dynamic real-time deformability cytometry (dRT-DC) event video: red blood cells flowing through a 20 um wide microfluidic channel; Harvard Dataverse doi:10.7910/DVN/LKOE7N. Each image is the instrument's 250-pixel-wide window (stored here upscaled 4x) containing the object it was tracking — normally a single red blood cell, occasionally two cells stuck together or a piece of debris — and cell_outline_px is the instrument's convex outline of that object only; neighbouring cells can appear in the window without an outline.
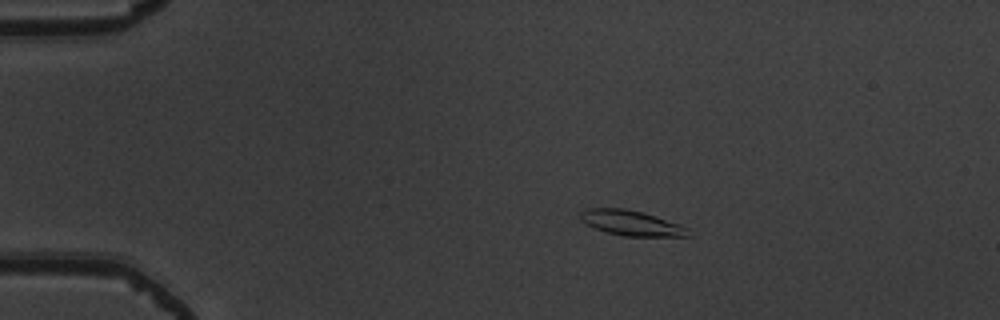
{"species": "common noctule bat (a hibernating species)", "species_latin": "Nyctalus noctula", "temperature_condition": "warm", "stored_images_in_passage": 44, "camera_frame_rate_fps": 3000, "um_per_image_px": 0.085, "animal": {"sex": "male", "body_mass_g": 19.5, "forearm_length_mm": 54.6}, "frame": {"image": 1, "passage_image": 1, "time_ms": 0.0, "image_size_px": [1000, 320], "cell_outline_px": [[692, 236], [624, 236], [604, 232], [580, 220], [580, 212], [588, 208], [624, 208], [644, 212], [680, 224], [688, 228]], "centroid_in_image_um": [53.68, 18.95], "position_along_channel_um": 31.3, "area_um2": 15.9}}
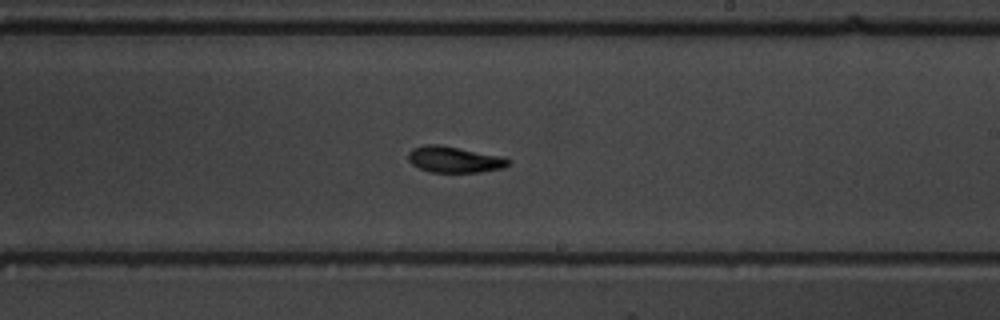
{"frame": {"image": 2, "passage_image": 23, "time_ms": 7.333, "image_size_px": [1000, 320], "cell_outline_px": [[512, 160], [504, 168], [480, 172], [428, 172], [412, 164], [408, 160], [408, 152], [412, 148], [424, 144], [440, 144], [504, 156]], "centroid_in_image_um": [38.63, 13.54], "position_along_channel_um": 250.4, "area_um2": 15.55}}
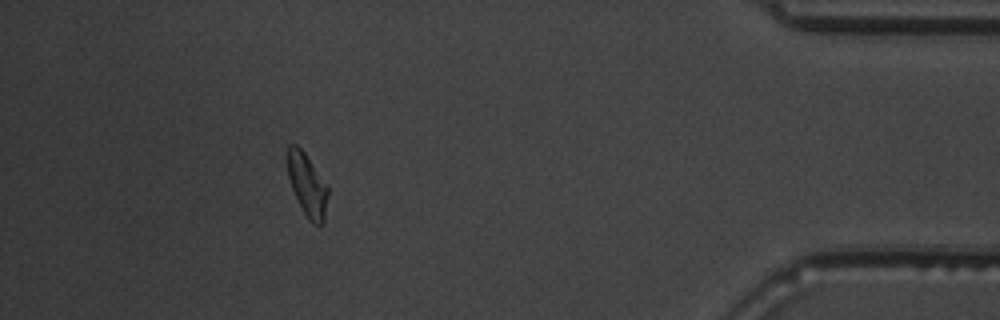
{"frame": {"image": 3, "passage_image": 39, "time_ms": 12.667, "image_size_px": [1000, 320], "cell_outline_px": [[328, 192], [324, 224], [312, 224], [308, 220], [292, 188], [288, 176], [288, 144], [296, 144], [304, 152], [328, 188]], "centroid_in_image_um": [26.12, 15.75], "position_along_channel_um": 409.1, "area_um2": 14.33}, "authors_computed_cell_mechanics": {"area_um2": 14.8835, "velocity_mm_per_s": 3.8573, "shape_relaxation_time_tau1_ms": 3.8702, "shape_relaxation_time_tau2_ms": 2.201, "deformation_change_tau1": 0.1602, "deformation_change_tau2": 0.0692}}